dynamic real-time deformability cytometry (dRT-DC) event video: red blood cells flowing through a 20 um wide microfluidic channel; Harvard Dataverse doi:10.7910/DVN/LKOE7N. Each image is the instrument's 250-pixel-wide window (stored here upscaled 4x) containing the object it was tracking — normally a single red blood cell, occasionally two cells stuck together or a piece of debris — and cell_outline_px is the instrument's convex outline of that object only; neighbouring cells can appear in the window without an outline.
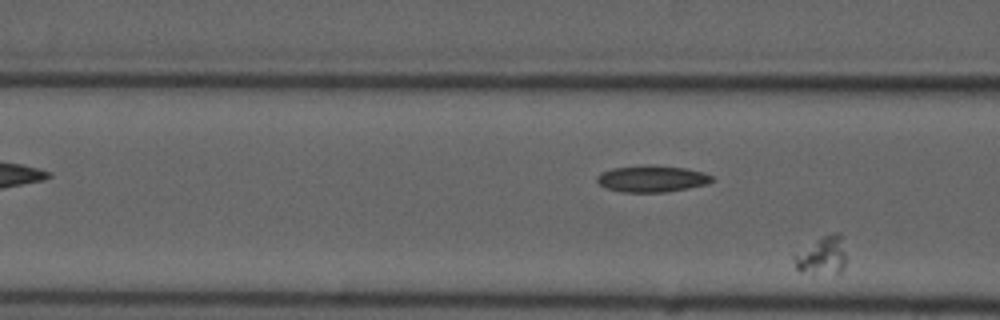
{"species": "common noctule bat (a hibernating species)", "species_latin": "Nyctalus noctula", "temperature_condition": "cold", "stored_images_in_passage": 6, "camera_frame_rate_fps": 3000, "um_per_image_px": 0.085, "animal": {"sex": "male", "forearm_length_mm": 52.5}, "frame": {"image": 1, "passage_image": 6, "time_ms": 6.667, "image_size_px": [1000, 320], "cell_outline_px": [[844, 268], [840, 272], [800, 272], [796, 268], [792, 256], [824, 236], [836, 232], [840, 232], [844, 252]], "centroid_in_image_um": [69.86, 21.72], "position_along_channel_um": 96.7, "area_um2": 10.92}}